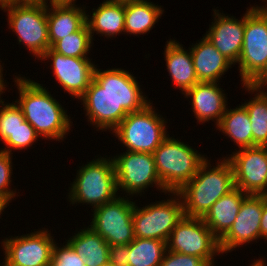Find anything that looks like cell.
I'll list each match as a JSON object with an SVG mask.
<instances>
[{
  "label": "cell",
  "mask_w": 267,
  "mask_h": 266,
  "mask_svg": "<svg viewBox=\"0 0 267 266\" xmlns=\"http://www.w3.org/2000/svg\"><path fill=\"white\" fill-rule=\"evenodd\" d=\"M134 202L127 197H116L94 208L90 228L99 234L109 246L128 245L134 240Z\"/></svg>",
  "instance_id": "10"
},
{
  "label": "cell",
  "mask_w": 267,
  "mask_h": 266,
  "mask_svg": "<svg viewBox=\"0 0 267 266\" xmlns=\"http://www.w3.org/2000/svg\"><path fill=\"white\" fill-rule=\"evenodd\" d=\"M164 51L169 76L175 87L177 89L179 88L184 95L190 88L199 83L195 73L191 51L190 49L189 52L188 50L186 51L183 49L182 44L172 39L167 41Z\"/></svg>",
  "instance_id": "21"
},
{
  "label": "cell",
  "mask_w": 267,
  "mask_h": 266,
  "mask_svg": "<svg viewBox=\"0 0 267 266\" xmlns=\"http://www.w3.org/2000/svg\"><path fill=\"white\" fill-rule=\"evenodd\" d=\"M108 158L92 160L77 170L76 179L69 187V202L87 203L96 208L117 197L114 163Z\"/></svg>",
  "instance_id": "5"
},
{
  "label": "cell",
  "mask_w": 267,
  "mask_h": 266,
  "mask_svg": "<svg viewBox=\"0 0 267 266\" xmlns=\"http://www.w3.org/2000/svg\"><path fill=\"white\" fill-rule=\"evenodd\" d=\"M190 51L199 82H220L221 76L232 66L205 36L192 45Z\"/></svg>",
  "instance_id": "20"
},
{
  "label": "cell",
  "mask_w": 267,
  "mask_h": 266,
  "mask_svg": "<svg viewBox=\"0 0 267 266\" xmlns=\"http://www.w3.org/2000/svg\"><path fill=\"white\" fill-rule=\"evenodd\" d=\"M264 195L248 194L242 201L238 215L229 231L219 240V248L228 253L240 245L261 239L260 225Z\"/></svg>",
  "instance_id": "14"
},
{
  "label": "cell",
  "mask_w": 267,
  "mask_h": 266,
  "mask_svg": "<svg viewBox=\"0 0 267 266\" xmlns=\"http://www.w3.org/2000/svg\"><path fill=\"white\" fill-rule=\"evenodd\" d=\"M153 109L150 103L142 110L128 113L112 131L127 147L126 151L153 153L168 136L167 122Z\"/></svg>",
  "instance_id": "7"
},
{
  "label": "cell",
  "mask_w": 267,
  "mask_h": 266,
  "mask_svg": "<svg viewBox=\"0 0 267 266\" xmlns=\"http://www.w3.org/2000/svg\"><path fill=\"white\" fill-rule=\"evenodd\" d=\"M66 241L85 262V266H101L109 262V244L89 226Z\"/></svg>",
  "instance_id": "25"
},
{
  "label": "cell",
  "mask_w": 267,
  "mask_h": 266,
  "mask_svg": "<svg viewBox=\"0 0 267 266\" xmlns=\"http://www.w3.org/2000/svg\"><path fill=\"white\" fill-rule=\"evenodd\" d=\"M166 251L165 241L134 238L129 244V266H160Z\"/></svg>",
  "instance_id": "29"
},
{
  "label": "cell",
  "mask_w": 267,
  "mask_h": 266,
  "mask_svg": "<svg viewBox=\"0 0 267 266\" xmlns=\"http://www.w3.org/2000/svg\"><path fill=\"white\" fill-rule=\"evenodd\" d=\"M170 194L175 197L166 201H157V203L154 202L142 208H139L134 202L135 238L167 241L174 227L185 216L181 196L177 192H170Z\"/></svg>",
  "instance_id": "8"
},
{
  "label": "cell",
  "mask_w": 267,
  "mask_h": 266,
  "mask_svg": "<svg viewBox=\"0 0 267 266\" xmlns=\"http://www.w3.org/2000/svg\"><path fill=\"white\" fill-rule=\"evenodd\" d=\"M160 266H210L204 259L167 250Z\"/></svg>",
  "instance_id": "35"
},
{
  "label": "cell",
  "mask_w": 267,
  "mask_h": 266,
  "mask_svg": "<svg viewBox=\"0 0 267 266\" xmlns=\"http://www.w3.org/2000/svg\"><path fill=\"white\" fill-rule=\"evenodd\" d=\"M5 208H7V205L0 200V215L2 214L1 212H3Z\"/></svg>",
  "instance_id": "43"
},
{
  "label": "cell",
  "mask_w": 267,
  "mask_h": 266,
  "mask_svg": "<svg viewBox=\"0 0 267 266\" xmlns=\"http://www.w3.org/2000/svg\"><path fill=\"white\" fill-rule=\"evenodd\" d=\"M239 72L242 85L267 87V10L249 7L245 13Z\"/></svg>",
  "instance_id": "3"
},
{
  "label": "cell",
  "mask_w": 267,
  "mask_h": 266,
  "mask_svg": "<svg viewBox=\"0 0 267 266\" xmlns=\"http://www.w3.org/2000/svg\"><path fill=\"white\" fill-rule=\"evenodd\" d=\"M248 194L235 187L228 194L219 198L211 207L203 220L213 235L220 240L231 228Z\"/></svg>",
  "instance_id": "22"
},
{
  "label": "cell",
  "mask_w": 267,
  "mask_h": 266,
  "mask_svg": "<svg viewBox=\"0 0 267 266\" xmlns=\"http://www.w3.org/2000/svg\"><path fill=\"white\" fill-rule=\"evenodd\" d=\"M0 104V139L4 143L23 124L25 118L16 102L4 104L0 97Z\"/></svg>",
  "instance_id": "31"
},
{
  "label": "cell",
  "mask_w": 267,
  "mask_h": 266,
  "mask_svg": "<svg viewBox=\"0 0 267 266\" xmlns=\"http://www.w3.org/2000/svg\"><path fill=\"white\" fill-rule=\"evenodd\" d=\"M1 62V61H0ZM2 71H3V67H2V65H1V63H0V96H1V94L3 93V91H4V89L6 88L5 86V83L6 82H4V78H3V74H2Z\"/></svg>",
  "instance_id": "40"
},
{
  "label": "cell",
  "mask_w": 267,
  "mask_h": 266,
  "mask_svg": "<svg viewBox=\"0 0 267 266\" xmlns=\"http://www.w3.org/2000/svg\"><path fill=\"white\" fill-rule=\"evenodd\" d=\"M218 82H199L190 88L185 98L191 99L192 111L198 122L213 120L216 127L219 125L222 116L227 108V101Z\"/></svg>",
  "instance_id": "19"
},
{
  "label": "cell",
  "mask_w": 267,
  "mask_h": 266,
  "mask_svg": "<svg viewBox=\"0 0 267 266\" xmlns=\"http://www.w3.org/2000/svg\"><path fill=\"white\" fill-rule=\"evenodd\" d=\"M117 190L128 195H138L154 184L158 190L168 193L161 183L152 153L126 151L112 158Z\"/></svg>",
  "instance_id": "11"
},
{
  "label": "cell",
  "mask_w": 267,
  "mask_h": 266,
  "mask_svg": "<svg viewBox=\"0 0 267 266\" xmlns=\"http://www.w3.org/2000/svg\"><path fill=\"white\" fill-rule=\"evenodd\" d=\"M101 266H113V265L110 262H107V263H105V264H103Z\"/></svg>",
  "instance_id": "45"
},
{
  "label": "cell",
  "mask_w": 267,
  "mask_h": 266,
  "mask_svg": "<svg viewBox=\"0 0 267 266\" xmlns=\"http://www.w3.org/2000/svg\"><path fill=\"white\" fill-rule=\"evenodd\" d=\"M12 155L6 151L0 150V200L8 205L16 195L15 191L10 190L12 173Z\"/></svg>",
  "instance_id": "33"
},
{
  "label": "cell",
  "mask_w": 267,
  "mask_h": 266,
  "mask_svg": "<svg viewBox=\"0 0 267 266\" xmlns=\"http://www.w3.org/2000/svg\"><path fill=\"white\" fill-rule=\"evenodd\" d=\"M162 6L151 1L125 3V32L131 35H142L150 32L158 19L163 15Z\"/></svg>",
  "instance_id": "26"
},
{
  "label": "cell",
  "mask_w": 267,
  "mask_h": 266,
  "mask_svg": "<svg viewBox=\"0 0 267 266\" xmlns=\"http://www.w3.org/2000/svg\"><path fill=\"white\" fill-rule=\"evenodd\" d=\"M86 116L97 130L113 131L128 113L118 106L114 97L106 92L94 79L85 93L79 98Z\"/></svg>",
  "instance_id": "17"
},
{
  "label": "cell",
  "mask_w": 267,
  "mask_h": 266,
  "mask_svg": "<svg viewBox=\"0 0 267 266\" xmlns=\"http://www.w3.org/2000/svg\"><path fill=\"white\" fill-rule=\"evenodd\" d=\"M93 79L111 94L117 105L121 106L127 113L142 110L150 104V100H146V95H143L136 77L129 71L121 68L102 71L96 66Z\"/></svg>",
  "instance_id": "15"
},
{
  "label": "cell",
  "mask_w": 267,
  "mask_h": 266,
  "mask_svg": "<svg viewBox=\"0 0 267 266\" xmlns=\"http://www.w3.org/2000/svg\"><path fill=\"white\" fill-rule=\"evenodd\" d=\"M167 250L204 259L214 266V257L221 253L219 240L207 227L203 218L184 216L166 241Z\"/></svg>",
  "instance_id": "9"
},
{
  "label": "cell",
  "mask_w": 267,
  "mask_h": 266,
  "mask_svg": "<svg viewBox=\"0 0 267 266\" xmlns=\"http://www.w3.org/2000/svg\"><path fill=\"white\" fill-rule=\"evenodd\" d=\"M246 91L256 93L254 98L244 103L249 113V120L252 127V139L254 146H267V92L264 87L256 85H242Z\"/></svg>",
  "instance_id": "28"
},
{
  "label": "cell",
  "mask_w": 267,
  "mask_h": 266,
  "mask_svg": "<svg viewBox=\"0 0 267 266\" xmlns=\"http://www.w3.org/2000/svg\"><path fill=\"white\" fill-rule=\"evenodd\" d=\"M169 136L152 154L163 188L170 193L178 192L188 183L207 158L190 145Z\"/></svg>",
  "instance_id": "4"
},
{
  "label": "cell",
  "mask_w": 267,
  "mask_h": 266,
  "mask_svg": "<svg viewBox=\"0 0 267 266\" xmlns=\"http://www.w3.org/2000/svg\"><path fill=\"white\" fill-rule=\"evenodd\" d=\"M265 261L262 260L261 258L253 262L250 266H266Z\"/></svg>",
  "instance_id": "41"
},
{
  "label": "cell",
  "mask_w": 267,
  "mask_h": 266,
  "mask_svg": "<svg viewBox=\"0 0 267 266\" xmlns=\"http://www.w3.org/2000/svg\"><path fill=\"white\" fill-rule=\"evenodd\" d=\"M93 10L95 11H92V17L89 14L86 15V23L92 39L95 32L106 38L125 32V3L106 0Z\"/></svg>",
  "instance_id": "24"
},
{
  "label": "cell",
  "mask_w": 267,
  "mask_h": 266,
  "mask_svg": "<svg viewBox=\"0 0 267 266\" xmlns=\"http://www.w3.org/2000/svg\"><path fill=\"white\" fill-rule=\"evenodd\" d=\"M9 29L18 37L19 44L39 58L49 49L47 5L42 0H22L4 7ZM22 42V43H21Z\"/></svg>",
  "instance_id": "6"
},
{
  "label": "cell",
  "mask_w": 267,
  "mask_h": 266,
  "mask_svg": "<svg viewBox=\"0 0 267 266\" xmlns=\"http://www.w3.org/2000/svg\"><path fill=\"white\" fill-rule=\"evenodd\" d=\"M52 61L53 73L61 87L72 98L79 99L90 86L95 64L89 58H76L61 55L49 48L39 60Z\"/></svg>",
  "instance_id": "16"
},
{
  "label": "cell",
  "mask_w": 267,
  "mask_h": 266,
  "mask_svg": "<svg viewBox=\"0 0 267 266\" xmlns=\"http://www.w3.org/2000/svg\"><path fill=\"white\" fill-rule=\"evenodd\" d=\"M49 6L51 8H49ZM85 8L77 5H47L48 38L50 47L58 40L78 31L86 23Z\"/></svg>",
  "instance_id": "23"
},
{
  "label": "cell",
  "mask_w": 267,
  "mask_h": 266,
  "mask_svg": "<svg viewBox=\"0 0 267 266\" xmlns=\"http://www.w3.org/2000/svg\"><path fill=\"white\" fill-rule=\"evenodd\" d=\"M46 5L48 0H42ZM50 5L54 6H66V5H75L76 0H49Z\"/></svg>",
  "instance_id": "38"
},
{
  "label": "cell",
  "mask_w": 267,
  "mask_h": 266,
  "mask_svg": "<svg viewBox=\"0 0 267 266\" xmlns=\"http://www.w3.org/2000/svg\"><path fill=\"white\" fill-rule=\"evenodd\" d=\"M14 79L19 90V99L15 102L25 120L40 137L63 140L72 126L64 107L40 83L20 76Z\"/></svg>",
  "instance_id": "1"
},
{
  "label": "cell",
  "mask_w": 267,
  "mask_h": 266,
  "mask_svg": "<svg viewBox=\"0 0 267 266\" xmlns=\"http://www.w3.org/2000/svg\"><path fill=\"white\" fill-rule=\"evenodd\" d=\"M235 187L246 194L267 195V146L241 148L227 158Z\"/></svg>",
  "instance_id": "13"
},
{
  "label": "cell",
  "mask_w": 267,
  "mask_h": 266,
  "mask_svg": "<svg viewBox=\"0 0 267 266\" xmlns=\"http://www.w3.org/2000/svg\"><path fill=\"white\" fill-rule=\"evenodd\" d=\"M208 161L206 159L196 175L177 192L187 217L204 218L219 198L235 188L233 168L227 157L213 168Z\"/></svg>",
  "instance_id": "2"
},
{
  "label": "cell",
  "mask_w": 267,
  "mask_h": 266,
  "mask_svg": "<svg viewBox=\"0 0 267 266\" xmlns=\"http://www.w3.org/2000/svg\"><path fill=\"white\" fill-rule=\"evenodd\" d=\"M260 235L267 240V195H264L263 212L261 216Z\"/></svg>",
  "instance_id": "37"
},
{
  "label": "cell",
  "mask_w": 267,
  "mask_h": 266,
  "mask_svg": "<svg viewBox=\"0 0 267 266\" xmlns=\"http://www.w3.org/2000/svg\"><path fill=\"white\" fill-rule=\"evenodd\" d=\"M40 137L35 129L25 120L21 126L17 128V130L10 136L4 144L6 147L4 149L1 148L2 151H6L11 155L12 150H21V149H28L29 146Z\"/></svg>",
  "instance_id": "32"
},
{
  "label": "cell",
  "mask_w": 267,
  "mask_h": 266,
  "mask_svg": "<svg viewBox=\"0 0 267 266\" xmlns=\"http://www.w3.org/2000/svg\"><path fill=\"white\" fill-rule=\"evenodd\" d=\"M217 129L231 138L239 149L253 147L249 113L243 104L234 109L227 107Z\"/></svg>",
  "instance_id": "27"
},
{
  "label": "cell",
  "mask_w": 267,
  "mask_h": 266,
  "mask_svg": "<svg viewBox=\"0 0 267 266\" xmlns=\"http://www.w3.org/2000/svg\"><path fill=\"white\" fill-rule=\"evenodd\" d=\"M50 266H85V262L67 242L62 247L55 242Z\"/></svg>",
  "instance_id": "34"
},
{
  "label": "cell",
  "mask_w": 267,
  "mask_h": 266,
  "mask_svg": "<svg viewBox=\"0 0 267 266\" xmlns=\"http://www.w3.org/2000/svg\"><path fill=\"white\" fill-rule=\"evenodd\" d=\"M43 229L4 239L5 260L0 266H50L55 242L48 229Z\"/></svg>",
  "instance_id": "12"
},
{
  "label": "cell",
  "mask_w": 267,
  "mask_h": 266,
  "mask_svg": "<svg viewBox=\"0 0 267 266\" xmlns=\"http://www.w3.org/2000/svg\"><path fill=\"white\" fill-rule=\"evenodd\" d=\"M213 11L214 22L204 36L226 59L235 65L240 58L243 46L245 14L238 20L233 16L219 14V10L214 9Z\"/></svg>",
  "instance_id": "18"
},
{
  "label": "cell",
  "mask_w": 267,
  "mask_h": 266,
  "mask_svg": "<svg viewBox=\"0 0 267 266\" xmlns=\"http://www.w3.org/2000/svg\"><path fill=\"white\" fill-rule=\"evenodd\" d=\"M129 244L109 247V262L113 266H129Z\"/></svg>",
  "instance_id": "36"
},
{
  "label": "cell",
  "mask_w": 267,
  "mask_h": 266,
  "mask_svg": "<svg viewBox=\"0 0 267 266\" xmlns=\"http://www.w3.org/2000/svg\"><path fill=\"white\" fill-rule=\"evenodd\" d=\"M20 1L22 0H0V8L3 9L4 7L18 3Z\"/></svg>",
  "instance_id": "39"
},
{
  "label": "cell",
  "mask_w": 267,
  "mask_h": 266,
  "mask_svg": "<svg viewBox=\"0 0 267 266\" xmlns=\"http://www.w3.org/2000/svg\"><path fill=\"white\" fill-rule=\"evenodd\" d=\"M93 39L87 23L78 31L56 41L51 49L61 55L76 58H88Z\"/></svg>",
  "instance_id": "30"
},
{
  "label": "cell",
  "mask_w": 267,
  "mask_h": 266,
  "mask_svg": "<svg viewBox=\"0 0 267 266\" xmlns=\"http://www.w3.org/2000/svg\"><path fill=\"white\" fill-rule=\"evenodd\" d=\"M267 1V0H266ZM257 8H260V9H263V10H267V4L265 5V7L264 6H256Z\"/></svg>",
  "instance_id": "44"
},
{
  "label": "cell",
  "mask_w": 267,
  "mask_h": 266,
  "mask_svg": "<svg viewBox=\"0 0 267 266\" xmlns=\"http://www.w3.org/2000/svg\"><path fill=\"white\" fill-rule=\"evenodd\" d=\"M110 1L119 2V3H129V2H140L143 0H110Z\"/></svg>",
  "instance_id": "42"
}]
</instances>
